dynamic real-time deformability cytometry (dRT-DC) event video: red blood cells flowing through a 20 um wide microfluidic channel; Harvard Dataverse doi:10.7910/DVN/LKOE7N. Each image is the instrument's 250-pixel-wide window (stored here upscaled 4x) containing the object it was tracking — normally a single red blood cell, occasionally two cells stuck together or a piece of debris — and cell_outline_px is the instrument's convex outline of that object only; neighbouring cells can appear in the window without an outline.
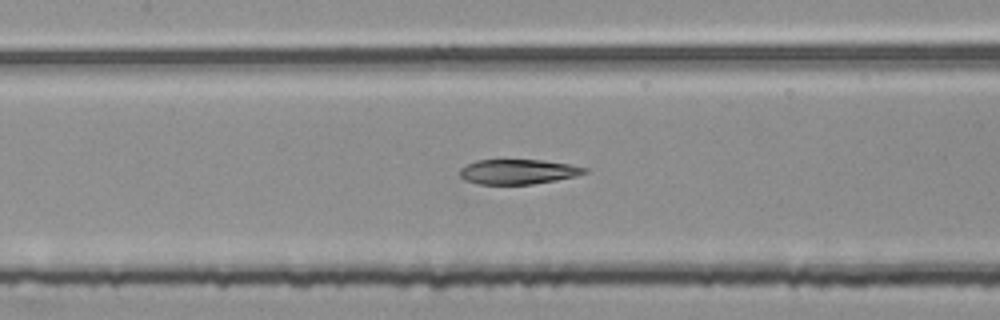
{"species": "common noctule bat (a hibernating species)", "species_latin": "Nyctalus noctula", "temperature_condition": "room temperature", "stored_images_in_passage": 50, "segment_of_instrument_passage": [2, 2], "camera_frame_rate_fps": 3000, "um_per_image_px": 0.085, "animal": {"sex": "female", "body_mass_g": 25.1}, "frame": {"image": 1, "passage_image": 21, "time_ms": 6.667, "image_size_px": [1000, 320], "cell_outline_px": [[588, 172], [576, 176], [556, 180], [532, 184], [480, 184], [464, 180], [460, 176], [460, 168], [476, 160], [540, 160], [568, 164], [588, 168]], "centroid_in_image_um": [44.03, 14.6], "position_along_channel_um": 163.4, "area_um2": 17.98}}
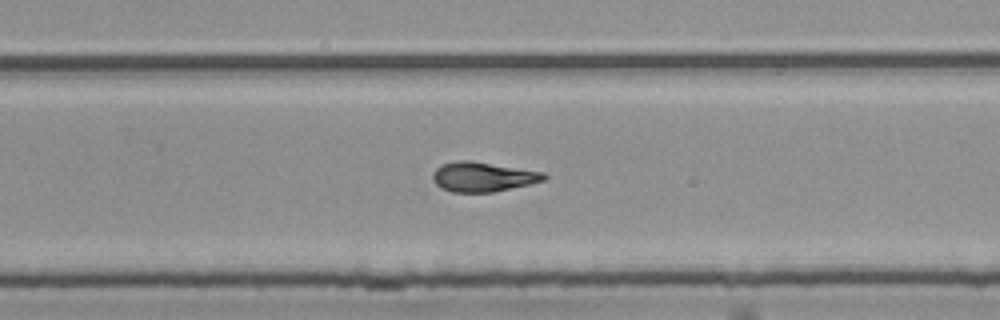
{"frame": {"image": 2, "passage_image": 31, "time_ms": 10.0, "image_size_px": [1000, 320], "cell_outline_px": [[548, 176], [544, 180], [528, 184], [492, 192], [452, 192], [440, 188], [432, 180], [432, 172], [440, 164], [460, 160], [468, 160], [544, 172]], "centroid_in_image_um": [40.99, 15.03], "position_along_channel_um": 288.8, "area_um2": 19.13}}
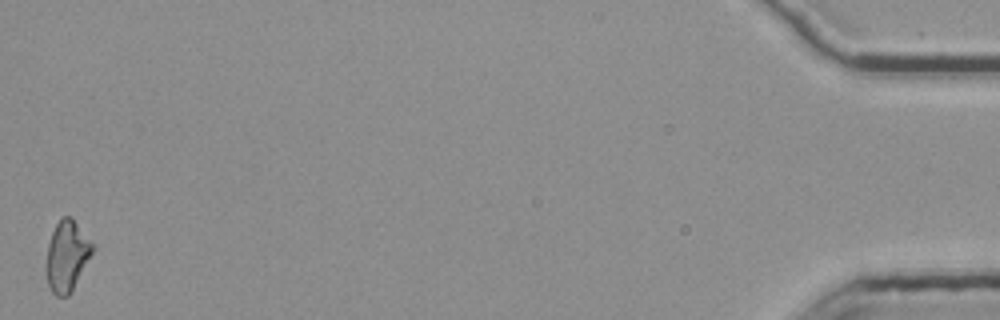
{"frame": {"image": 3, "passage_image": 50, "time_ms": 16.333, "image_size_px": [1000, 320], "cell_outline_px": [[96, 248], [72, 292], [68, 296], [56, 296], [52, 292], [48, 284], [44, 268], [44, 264], [48, 244], [52, 232], [56, 224], [64, 216], [68, 216], [76, 224]], "centroid_in_image_um": [5.67, 21.83], "position_along_channel_um": 429.5, "area_um2": 19.19}}